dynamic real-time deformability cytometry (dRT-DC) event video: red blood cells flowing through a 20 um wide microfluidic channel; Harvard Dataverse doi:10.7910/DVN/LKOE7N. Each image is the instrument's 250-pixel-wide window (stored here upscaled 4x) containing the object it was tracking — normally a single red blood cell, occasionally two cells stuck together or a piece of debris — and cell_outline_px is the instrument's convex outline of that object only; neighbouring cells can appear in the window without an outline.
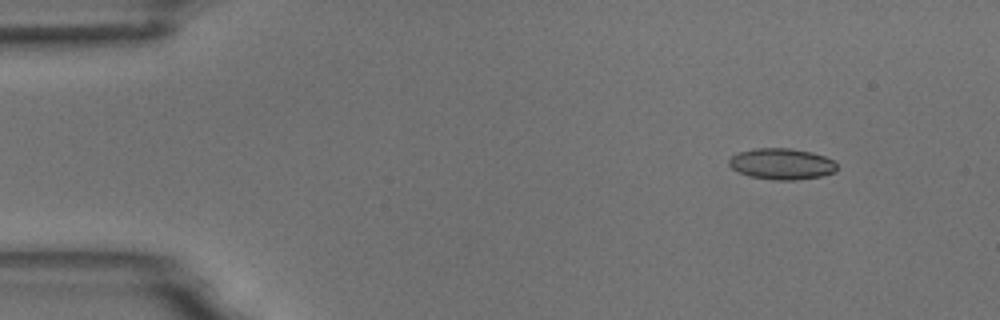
{"species": "common noctule bat (a hibernating species)", "species_latin": "Nyctalus noctula", "temperature_condition": "room temperature", "stored_images_in_passage": 7, "camera_frame_rate_fps": 3000, "um_per_image_px": 0.085, "animal": {"sex": "male", "body_mass_g": 18.8}, "frame": {"image": 1, "passage_image": 1, "time_ms": 0.0, "image_size_px": [1000, 320], "cell_outline_px": [[836, 172], [820, 176], [796, 180], [772, 180], [748, 176], [736, 172], [728, 164], [728, 160], [732, 156], [740, 152], [756, 148], [788, 148], [812, 152], [824, 156], [832, 160], [836, 164]], "centroid_in_image_um": [66.42, 13.94], "position_along_channel_um": 18.6, "area_um2": 19.65}}
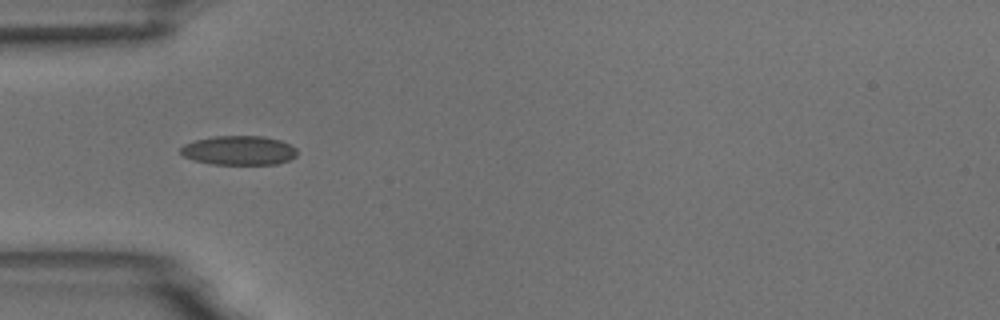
{"frame": {"image": 2, "passage_image": 4, "time_ms": 3.667, "image_size_px": [1000, 320], "cell_outline_px": [[296, 156], [288, 160], [276, 164], [212, 164], [196, 160], [184, 156], [180, 152], [180, 148], [184, 144], [196, 140], [212, 136], [264, 136], [280, 140], [296, 148]], "centroid_in_image_um": [20.3, 12.78], "position_along_channel_um": 64.7, "area_um2": 19.71}}